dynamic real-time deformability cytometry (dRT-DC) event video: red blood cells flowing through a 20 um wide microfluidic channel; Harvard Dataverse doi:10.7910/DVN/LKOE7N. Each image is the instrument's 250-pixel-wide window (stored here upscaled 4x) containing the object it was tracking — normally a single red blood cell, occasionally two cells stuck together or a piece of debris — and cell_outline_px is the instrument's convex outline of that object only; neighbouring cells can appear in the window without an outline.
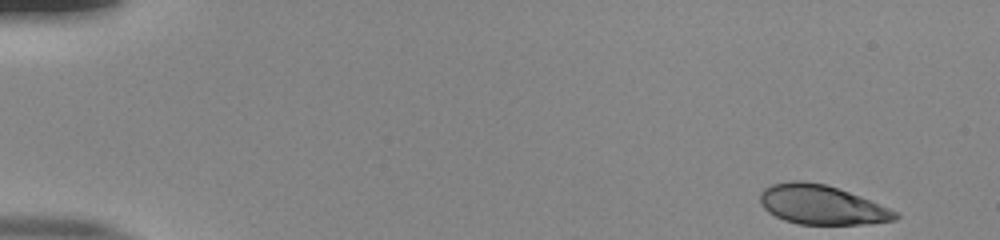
{"species": "human", "species_latin": "Homo sapiens", "temperature_condition": "room temperature", "stored_images_in_passage": 52, "segment_of_instrument_passage": [1, 2], "camera_frame_rate_fps": 3000, "um_per_image_px": 0.085, "donor": {"sex": "male"}, "frame": {"image": 1, "passage_image": 1, "time_ms": 0.0, "image_size_px": [1000, 240], "cell_outline_px": [[900, 216], [896, 220], [864, 224], [800, 224], [784, 220], [768, 212], [760, 204], [760, 192], [764, 188], [772, 184], [792, 180], [800, 180], [824, 184], [860, 196], [888, 208], [896, 212]], "centroid_in_image_um": [69.8, 17.41], "position_along_channel_um": 15.2, "area_um2": 30.75}}
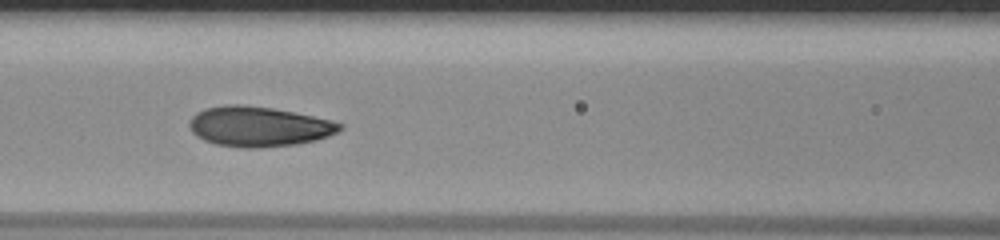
{"frame": {"image": 2, "passage_image": 22, "time_ms": 7.0, "image_size_px": [1000, 240], "cell_outline_px": [[344, 128], [328, 136], [316, 140], [296, 144], [260, 148], [244, 148], [216, 144], [204, 140], [196, 136], [192, 132], [188, 124], [192, 116], [196, 112], [204, 108], [228, 104], [244, 104], [272, 108], [332, 120], [344, 124]], "centroid_in_image_um": [21.98, 10.75], "position_along_channel_um": 144.6, "area_um2": 35.26}}
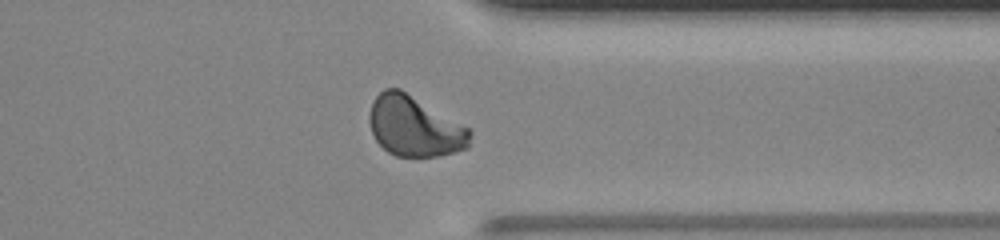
{"frame": {"image": 3, "passage_image": 40, "time_ms": 13.0, "image_size_px": [1000, 240], "cell_outline_px": [[472, 132], [468, 148], [440, 156], [396, 156], [388, 152], [376, 140], [372, 132], [368, 120], [368, 116], [372, 104], [376, 96], [384, 88], [400, 88], [468, 128]], "centroid_in_image_um": [35.22, 10.74], "position_along_channel_um": 376.2, "area_um2": 35.14}}